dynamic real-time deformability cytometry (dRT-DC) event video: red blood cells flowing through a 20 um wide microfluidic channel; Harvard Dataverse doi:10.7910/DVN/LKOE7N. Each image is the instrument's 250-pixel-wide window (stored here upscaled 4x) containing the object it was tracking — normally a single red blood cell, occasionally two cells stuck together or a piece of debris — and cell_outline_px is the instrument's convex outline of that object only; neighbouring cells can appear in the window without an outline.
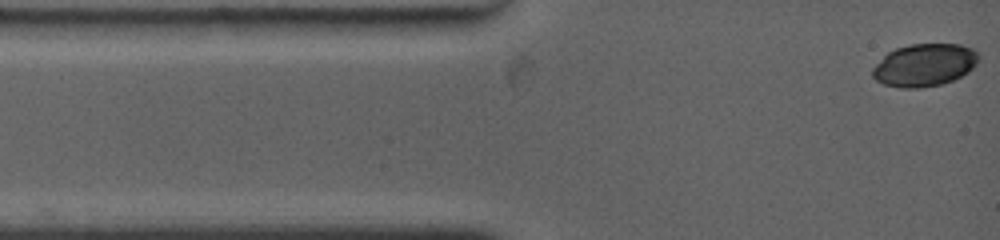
{"species": "common noctule bat (a hibernating species)", "species_latin": "Nyctalus noctula", "temperature_condition": "warm", "stored_images_in_passage": 79, "camera_frame_rate_fps": 4500, "um_per_image_px": 0.085, "animal": {"sex": "female", "body_mass_g": 19.0, "forearm_length_mm": 53.3}, "frame": {"image": 1, "passage_image": 1, "time_ms": 0.0, "image_size_px": [1000, 240], "cell_outline_px": [[980, 60], [968, 72], [944, 84], [920, 88], [900, 88], [884, 84], [876, 80], [872, 76], [872, 68], [888, 52], [896, 48], [908, 44], [960, 44], [972, 48], [980, 56]], "centroid_in_image_um": [78.58, 5.53], "position_along_channel_um": 6.4, "area_um2": 26.47}}
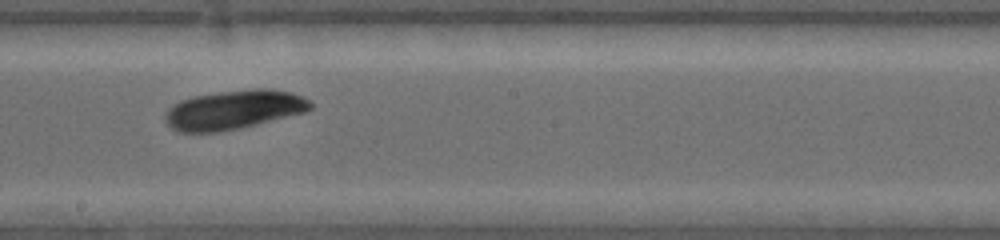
{"frame": {"image": 2, "passage_image": 43, "time_ms": 7.111, "image_size_px": [1000, 240], "cell_outline_px": [[312, 108], [304, 112], [240, 128], [216, 132], [176, 132], [164, 120], [164, 116], [168, 108], [172, 104], [180, 100], [192, 96], [256, 88], [272, 88], [292, 92], [308, 100], [312, 104]], "centroid_in_image_um": [19.83, 9.32], "position_along_channel_um": 228.4, "area_um2": 33.0}}
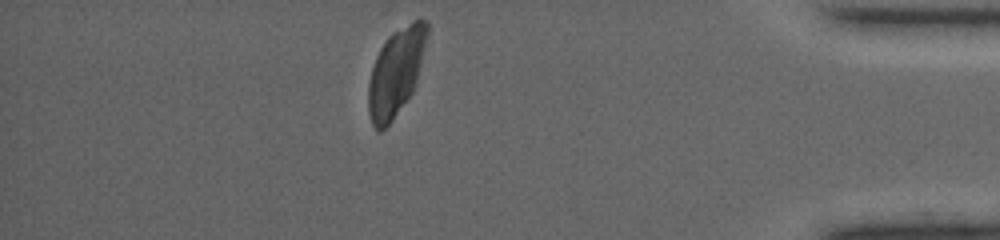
{"frame": {"image": 3, "passage_image": 79, "time_ms": 12.889, "image_size_px": [1000, 240], "cell_outline_px": [[428, 36], [416, 84], [412, 92], [392, 120], [380, 132], [372, 124], [368, 112], [368, 84], [372, 68], [376, 56], [380, 48], [388, 36], [392, 32], [412, 20], [428, 20]], "centroid_in_image_um": [33.66, 6.09], "position_along_channel_um": 401.5, "area_um2": 29.82}}